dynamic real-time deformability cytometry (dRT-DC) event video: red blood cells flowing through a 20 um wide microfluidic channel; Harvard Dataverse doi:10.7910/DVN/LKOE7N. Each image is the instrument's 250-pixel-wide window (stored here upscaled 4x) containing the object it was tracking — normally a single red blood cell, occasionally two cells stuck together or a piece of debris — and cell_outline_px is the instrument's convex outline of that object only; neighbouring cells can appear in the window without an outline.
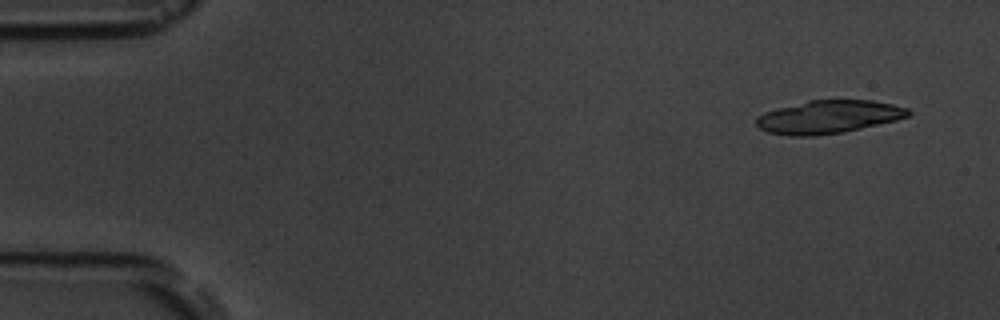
{"species": "common noctule bat (a hibernating species)", "species_latin": "Nyctalus noctula", "temperature_condition": "room temperature", "stored_images_in_passage": 4, "camera_frame_rate_fps": 3000, "um_per_image_px": 0.085, "animal": {"sex": "male", "body_mass_g": 19.5, "forearm_length_mm": 54.6}, "frame": {"image": 1, "passage_image": 1, "time_ms": 0.0, "image_size_px": [1000, 320], "cell_outline_px": [[912, 112], [908, 116], [896, 120], [844, 132], [812, 136], [788, 136], [768, 132], [760, 128], [756, 124], [756, 120], [764, 112], [808, 100], [872, 100], [892, 104], [908, 108]], "centroid_in_image_um": [70.44, 9.94], "position_along_channel_um": 14.6, "area_um2": 29.13}}